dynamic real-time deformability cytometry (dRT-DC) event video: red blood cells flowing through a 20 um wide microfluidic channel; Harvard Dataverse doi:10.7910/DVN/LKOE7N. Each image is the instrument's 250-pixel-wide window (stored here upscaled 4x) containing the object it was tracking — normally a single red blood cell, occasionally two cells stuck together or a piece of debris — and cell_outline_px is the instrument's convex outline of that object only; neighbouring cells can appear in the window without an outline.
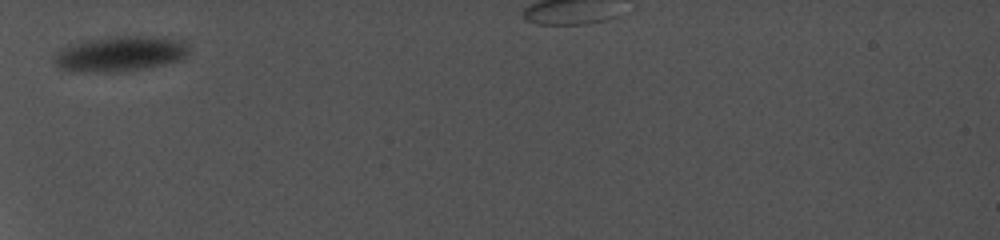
{"species": "common noctule bat (a hibernating species)", "species_latin": "Nyctalus noctula", "temperature_condition": "cold", "stored_images_in_passage": 5, "camera_frame_rate_fps": 5000, "um_per_image_px": 0.085, "animal": {"sex": "female", "body_mass_g": 19.0, "forearm_length_mm": 56.7}, "frame": {"image": 1, "passage_image": 1, "time_ms": 0.0, "image_size_px": [1000, 240], "cell_outline_px": [[188, 56], [180, 60], [164, 64], [144, 68], [120, 72], [80, 72], [60, 68], [56, 64], [56, 52], [60, 48], [84, 40], [108, 36], [164, 36], [184, 40], [188, 44]], "centroid_in_image_um": [10.27, 4.55], "position_along_channel_um": 74.7, "area_um2": 28.09}}